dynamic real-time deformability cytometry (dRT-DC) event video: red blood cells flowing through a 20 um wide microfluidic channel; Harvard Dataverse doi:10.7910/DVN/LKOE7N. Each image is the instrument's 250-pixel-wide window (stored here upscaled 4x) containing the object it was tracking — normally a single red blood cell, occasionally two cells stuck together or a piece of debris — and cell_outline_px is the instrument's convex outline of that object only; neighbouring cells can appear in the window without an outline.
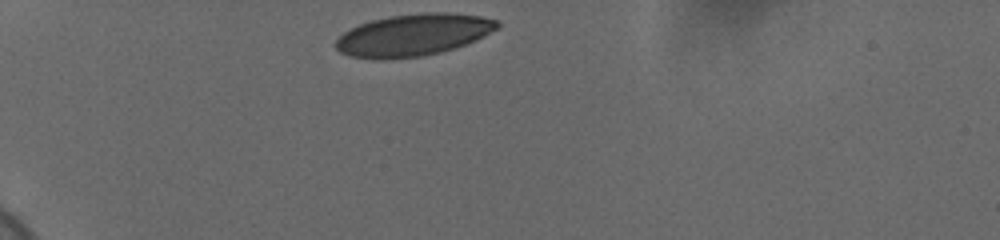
{"species": "human", "species_latin": "Homo sapiens", "temperature_condition": "cold", "stored_images_in_passage": 34, "camera_frame_rate_fps": 3000, "um_per_image_px": 0.085, "donor": {"sex": "female"}, "frame": {"image": 1, "passage_image": 1, "time_ms": 0.0, "image_size_px": [1000, 240], "cell_outline_px": [[500, 28], [476, 40], [440, 52], [420, 56], [380, 60], [376, 60], [348, 56], [340, 52], [336, 48], [336, 40], [344, 32], [360, 24], [372, 20], [388, 16], [424, 12], [448, 12], [480, 16], [496, 20], [500, 24]], "centroid_in_image_um": [35.12, 2.97], "position_along_channel_um": 49.9, "area_um2": 39.48}}
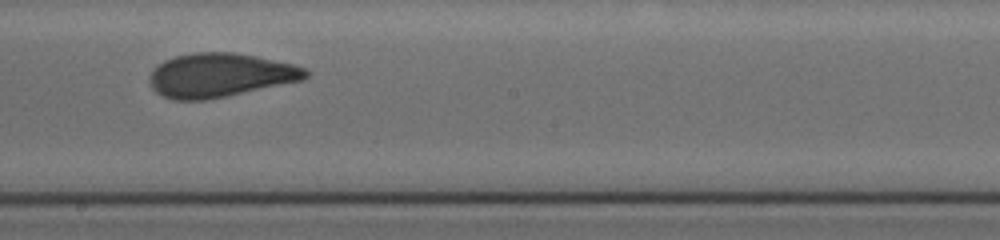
{"frame": {"image": 2, "passage_image": 19, "time_ms": 6.0, "image_size_px": [1000, 240], "cell_outline_px": [[308, 76], [304, 80], [204, 100], [172, 100], [160, 96], [152, 88], [148, 80], [148, 76], [156, 64], [164, 60], [176, 56], [196, 52], [232, 52], [256, 56], [296, 64], [304, 68], [308, 72]], "centroid_in_image_um": [18.66, 6.39], "position_along_channel_um": 229.5, "area_um2": 40.11}}
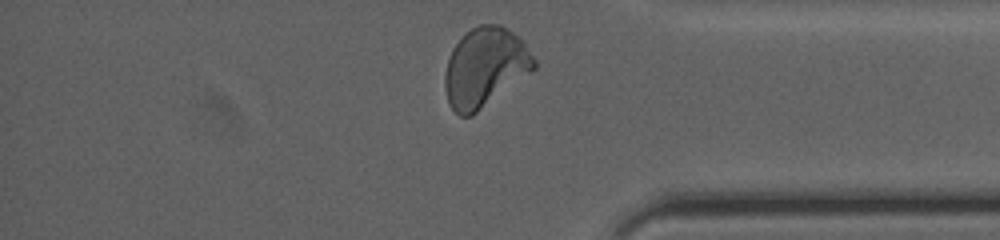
{"frame": {"image": 3, "passage_image": 33, "time_ms": 10.667, "image_size_px": [1000, 240], "cell_outline_px": [[536, 68], [472, 116], [460, 116], [448, 104], [444, 84], [444, 76], [448, 60], [452, 48], [472, 28], [480, 24], [500, 24], [508, 28], [524, 44], [536, 60]], "centroid_in_image_um": [41.21, 5.74], "position_along_channel_um": 394.0, "area_um2": 40.69}, "authors_computed_cell_mechanics": {"area_um2": 39.9687, "velocity_mm_per_s": 3.6796, "shape_relaxation_time_tau1_ms": 4.6387, "shape_relaxation_time_tau2_ms": 0.7465, "deformation_change_tau1": 0.1501, "deformation_change_tau2": 0.0638}}